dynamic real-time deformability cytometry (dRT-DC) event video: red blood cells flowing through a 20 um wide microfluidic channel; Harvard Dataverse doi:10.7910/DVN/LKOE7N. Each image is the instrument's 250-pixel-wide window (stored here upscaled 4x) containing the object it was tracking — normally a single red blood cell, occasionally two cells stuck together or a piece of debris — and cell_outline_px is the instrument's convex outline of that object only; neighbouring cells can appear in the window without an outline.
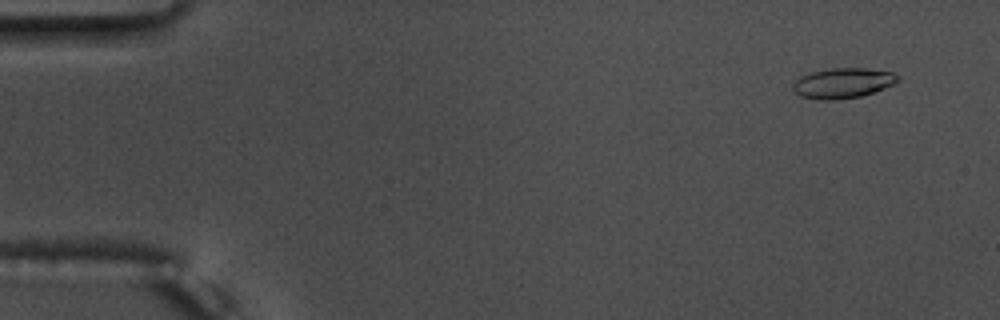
{"species": "common noctule bat (a hibernating species)", "species_latin": "Nyctalus noctula", "temperature_condition": "warm", "stored_images_in_passage": 8, "camera_frame_rate_fps": 3000, "um_per_image_px": 0.085, "animal": {"sex": "male", "body_mass_g": 17.5, "forearm_length_mm": 52.3}, "frame": {"image": 1, "passage_image": 4, "time_ms": 1.0, "image_size_px": [1000, 320], "cell_outline_px": [[900, 80], [892, 84], [872, 92], [860, 96], [832, 100], [820, 100], [800, 96], [792, 92], [792, 84], [800, 76], [812, 72], [828, 68], [868, 68], [892, 72], [900, 76]], "centroid_in_image_um": [71.6, 7.05], "position_along_channel_um": 13.4, "area_um2": 18.5}}